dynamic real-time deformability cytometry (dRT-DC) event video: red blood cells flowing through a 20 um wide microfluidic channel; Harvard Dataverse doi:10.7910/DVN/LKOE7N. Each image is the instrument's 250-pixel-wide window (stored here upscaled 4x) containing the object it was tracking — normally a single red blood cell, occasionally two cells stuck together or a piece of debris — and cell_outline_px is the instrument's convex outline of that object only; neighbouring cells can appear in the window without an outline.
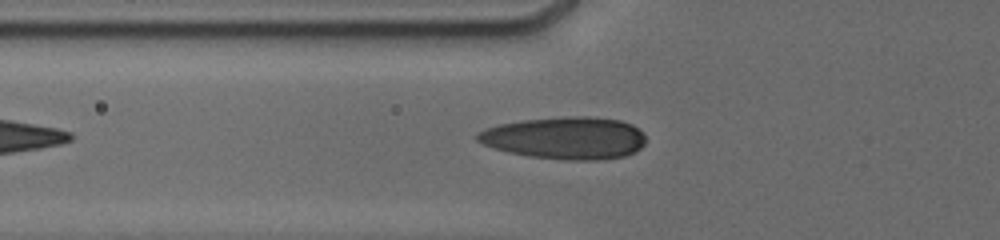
{"species": "human", "species_latin": "Homo sapiens", "temperature_condition": "cold", "stored_images_in_passage": 14, "camera_frame_rate_fps": 3000, "um_per_image_px": 0.085, "donor": {"sex": "male"}, "frame": {"image": 1, "passage_image": 2, "time_ms": 0.333, "image_size_px": [1000, 240], "cell_outline_px": [[644, 144], [640, 148], [624, 156], [600, 160], [568, 160], [528, 156], [508, 152], [492, 148], [476, 140], [476, 132], [500, 124], [524, 120], [564, 116], [588, 116], [620, 120], [632, 124], [644, 136]], "centroid_in_image_um": [48.02, 11.73], "position_along_channel_um": 77.8, "area_um2": 41.38}}
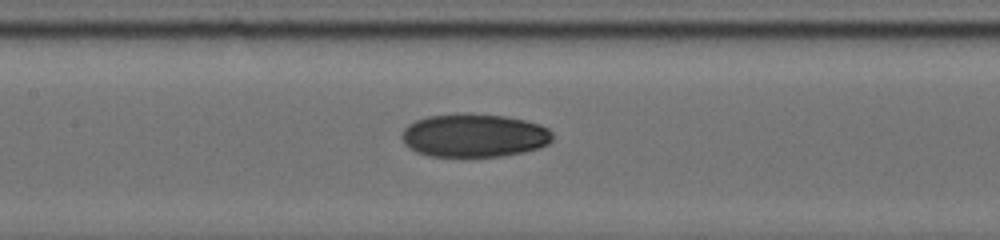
{"frame": {"image": 2, "passage_image": 10, "time_ms": 2.667, "image_size_px": [1000, 240], "cell_outline_px": [[552, 140], [548, 144], [524, 152], [504, 156], [428, 156], [416, 152], [408, 148], [404, 144], [400, 136], [400, 132], [408, 124], [416, 120], [428, 116], [504, 116], [524, 120], [540, 124], [548, 128], [552, 132]], "centroid_in_image_um": [40.28, 11.56], "position_along_channel_um": 167.1, "area_um2": 37.4}}
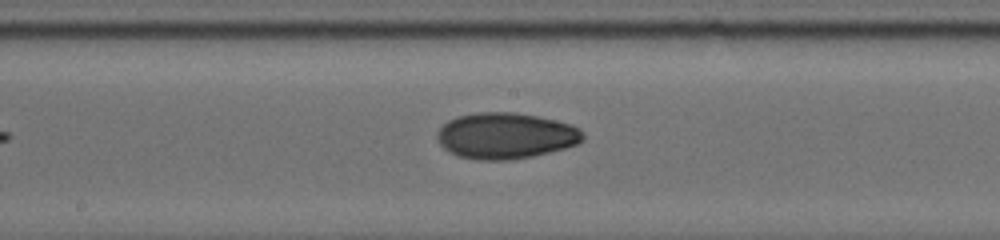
{"frame": {"image": 3, "passage_image": 13, "time_ms": 3.667, "image_size_px": [1000, 240], "cell_outline_px": [[584, 140], [576, 144], [564, 148], [532, 156], [512, 160], [476, 160], [456, 156], [448, 152], [440, 144], [436, 136], [436, 132], [448, 120], [456, 116], [476, 112], [516, 112], [556, 120], [580, 128], [584, 136]], "centroid_in_image_um": [42.94, 11.54], "position_along_channel_um": 205.3, "area_um2": 39.36}}